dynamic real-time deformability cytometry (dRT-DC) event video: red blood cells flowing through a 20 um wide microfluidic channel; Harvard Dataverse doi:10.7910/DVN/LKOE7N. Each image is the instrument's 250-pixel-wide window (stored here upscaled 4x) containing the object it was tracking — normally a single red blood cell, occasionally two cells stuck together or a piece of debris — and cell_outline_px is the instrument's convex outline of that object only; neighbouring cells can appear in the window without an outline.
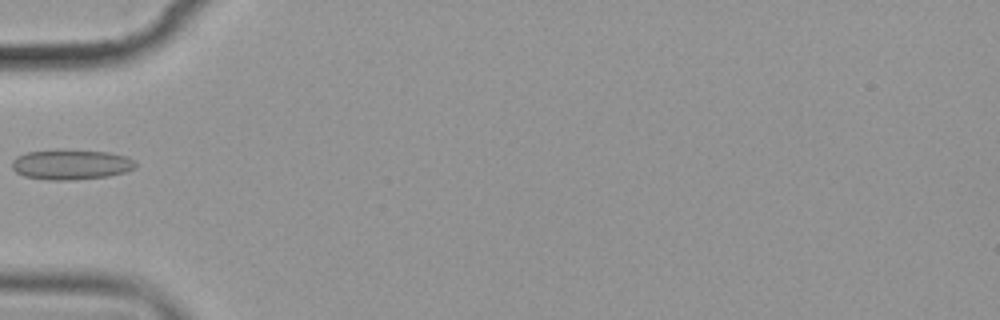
{"species": "common noctule bat (a hibernating species)", "species_latin": "Nyctalus noctula", "temperature_condition": "cold", "stored_images_in_passage": 6, "camera_frame_rate_fps": 3000, "um_per_image_px": 0.085, "animal": {"sex": "female", "body_mass_g": 19.9}, "frame": {"image": 1, "passage_image": 5, "time_ms": 5.333, "image_size_px": [1000, 320], "cell_outline_px": [[136, 168], [124, 172], [108, 176], [68, 180], [48, 180], [24, 176], [16, 172], [12, 168], [12, 160], [16, 156], [24, 152], [56, 148], [60, 148], [108, 152], [128, 156], [136, 160]], "centroid_in_image_um": [6.02, 13.95], "position_along_channel_um": 79.0, "area_um2": 22.31}}
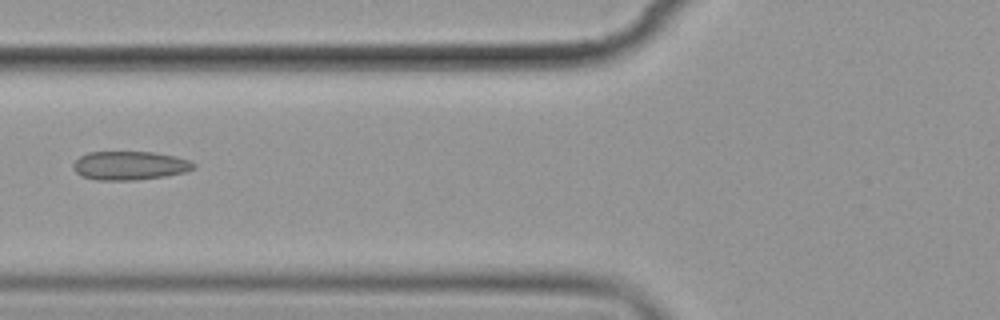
{"frame": {"image": 2, "passage_image": 6, "time_ms": 6.333, "image_size_px": [1000, 320], "cell_outline_px": [[196, 168], [184, 172], [164, 176], [136, 180], [96, 180], [80, 176], [72, 168], [72, 164], [80, 156], [88, 152], [152, 152], [176, 156], [188, 160], [196, 164]], "centroid_in_image_um": [11.0, 14.07], "position_along_channel_um": 114.8, "area_um2": 20.23}}